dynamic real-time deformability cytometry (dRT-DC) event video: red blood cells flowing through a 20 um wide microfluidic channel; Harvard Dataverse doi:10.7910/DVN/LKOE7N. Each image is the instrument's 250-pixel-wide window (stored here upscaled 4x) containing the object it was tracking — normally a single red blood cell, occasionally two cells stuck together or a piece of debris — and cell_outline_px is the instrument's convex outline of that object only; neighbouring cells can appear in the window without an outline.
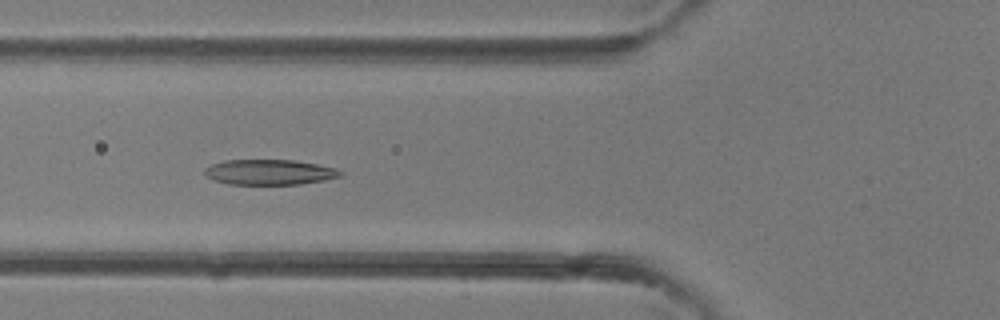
{"species": "common noctule bat (a hibernating species)", "species_latin": "Nyctalus noctula", "temperature_condition": "room temperature", "stored_images_in_passage": 28, "camera_frame_rate_fps": 3000, "um_per_image_px": 0.085, "animal": {"sex": "female"}, "frame": {"image": 1, "passage_image": 3, "time_ms": 0.667, "image_size_px": [1000, 320], "cell_outline_px": [[344, 176], [324, 180], [300, 184], [228, 184], [212, 180], [204, 176], [204, 168], [212, 164], [224, 160], [292, 160], [316, 164], [336, 168], [344, 172]], "centroid_in_image_um": [22.89, 14.63], "position_along_channel_um": 102.9, "area_um2": 20.17}}
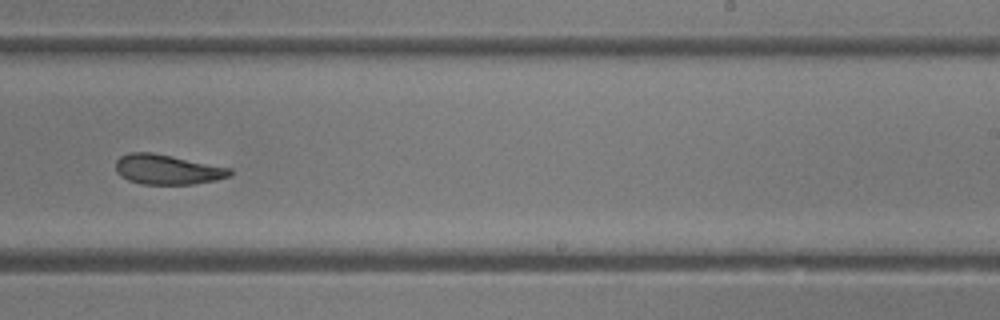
{"frame": {"image": 2, "passage_image": 13, "time_ms": 4.0, "image_size_px": [1000, 320], "cell_outline_px": [[232, 172], [228, 176], [216, 180], [192, 184], [140, 184], [128, 180], [120, 176], [116, 172], [116, 160], [120, 156], [128, 152], [152, 152], [232, 168]], "centroid_in_image_um": [14.19, 14.4], "position_along_channel_um": 274.8, "area_um2": 19.94}}
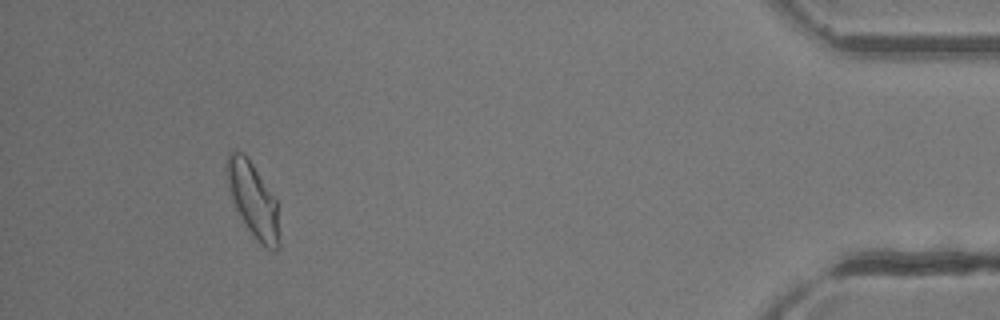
{"frame": {"image": 3, "passage_image": 25, "time_ms": 8.0, "image_size_px": [1000, 320], "cell_outline_px": [[280, 244], [276, 252], [272, 252], [260, 244], [256, 240], [248, 228], [236, 208], [228, 188], [224, 164], [228, 152], [244, 152], [248, 156], [276, 200], [280, 240]], "centroid_in_image_um": [21.51, 16.98], "position_along_channel_um": 413.7, "area_um2": 22.95}}